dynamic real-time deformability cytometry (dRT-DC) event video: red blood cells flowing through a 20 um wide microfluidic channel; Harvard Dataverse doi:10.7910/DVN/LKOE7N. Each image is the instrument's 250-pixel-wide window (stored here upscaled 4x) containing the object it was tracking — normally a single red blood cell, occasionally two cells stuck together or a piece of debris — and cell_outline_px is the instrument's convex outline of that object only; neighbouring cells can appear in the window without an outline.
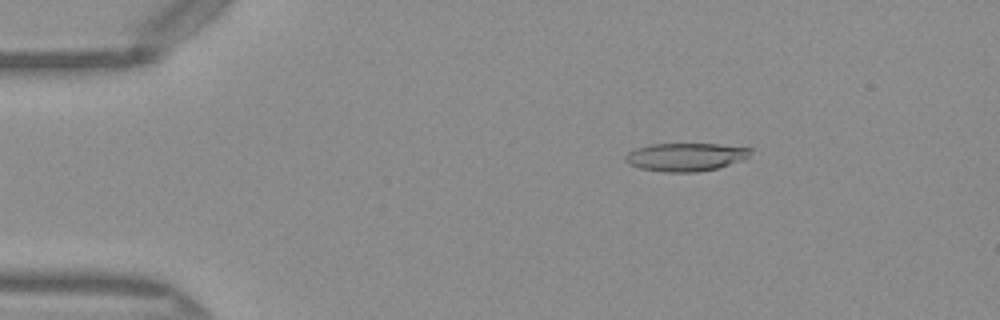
{"species": "Egyptian fruit bat (a non-hibernating species)", "species_latin": "Rousettus aegyptiacus", "temperature_condition": "warm", "stored_images_in_passage": 48, "camera_frame_rate_fps": 3000, "um_per_image_px": 0.085, "frame": {"image": 1, "passage_image": 7, "time_ms": 2.0, "image_size_px": [1000, 320], "cell_outline_px": [[752, 152], [744, 160], [716, 168], [696, 172], [664, 172], [640, 168], [628, 164], [624, 160], [624, 156], [628, 152], [636, 148], [652, 144], [720, 144], [752, 148]], "centroid_in_image_um": [58.27, 13.34], "position_along_channel_um": 26.7, "area_um2": 20.58}}
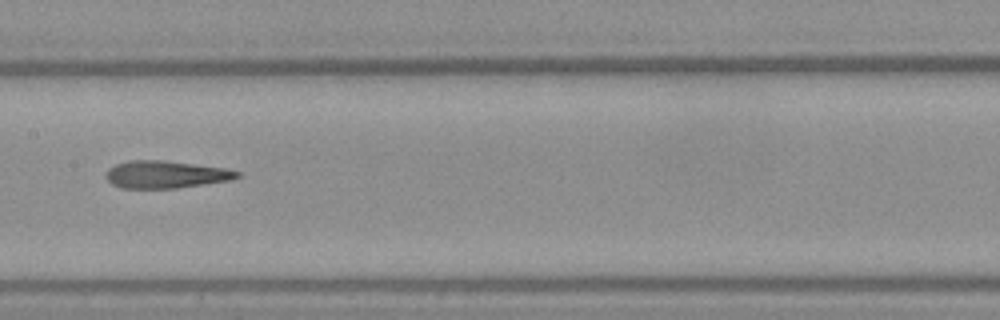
{"frame": {"image": 2, "passage_image": 24, "time_ms": 7.667, "image_size_px": [1000, 320], "cell_outline_px": [[240, 176], [228, 180], [176, 188], [120, 188], [112, 184], [104, 176], [108, 168], [116, 164], [128, 160], [164, 160], [228, 168], [240, 172]], "centroid_in_image_um": [14.05, 14.82], "position_along_channel_um": 193.4, "area_um2": 20.98}}
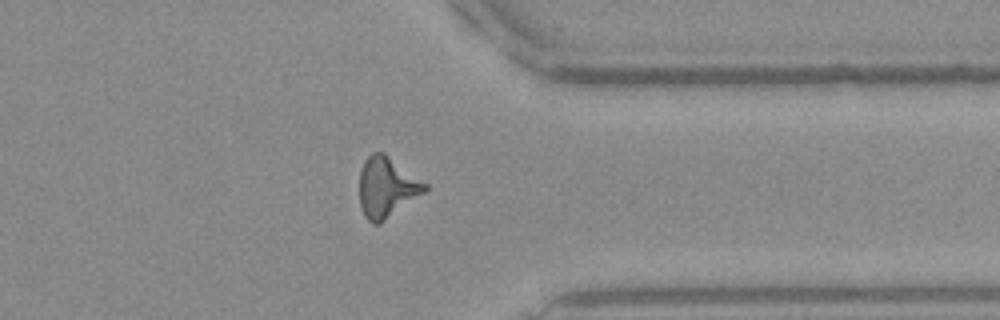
{"frame": {"image": 3, "passage_image": 38, "time_ms": 12.333, "image_size_px": [1000, 320], "cell_outline_px": [[428, 188], [424, 192], [380, 224], [372, 224], [364, 216], [360, 204], [360, 172], [364, 160], [372, 152], [384, 152], [428, 184]], "centroid_in_image_um": [32.86, 15.91], "position_along_channel_um": 378.5, "area_um2": 22.95}, "authors_computed_cell_mechanics": {"area_um2": 20.9525, "velocity_mm_per_s": 4.1109, "shape_relaxation_time_tau1_ms": null, "shape_relaxation_time_tau2_ms": 2.1497, "deformation_change_tau1": null, "deformation_change_tau2": 0.1408}}